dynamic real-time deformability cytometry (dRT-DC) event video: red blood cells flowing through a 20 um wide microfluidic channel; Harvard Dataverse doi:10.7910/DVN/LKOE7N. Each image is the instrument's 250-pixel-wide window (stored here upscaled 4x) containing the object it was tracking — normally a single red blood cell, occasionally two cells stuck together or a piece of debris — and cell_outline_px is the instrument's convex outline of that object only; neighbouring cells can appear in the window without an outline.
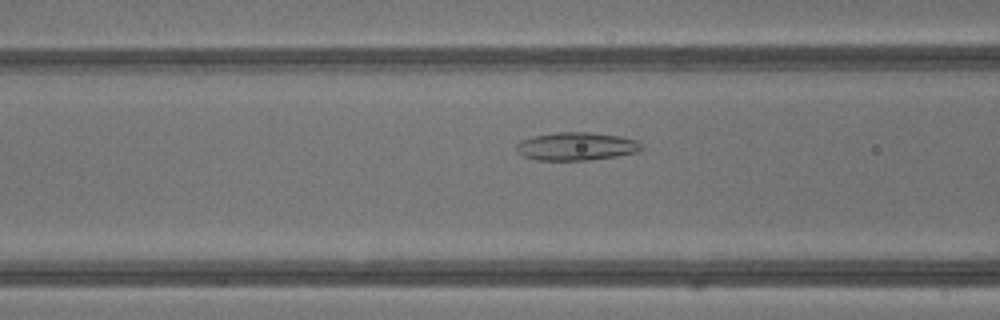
{"species": "common noctule bat (a hibernating species)", "species_latin": "Nyctalus noctula", "temperature_condition": "warm", "stored_images_in_passage": 42, "camera_frame_rate_fps": 3000, "um_per_image_px": 0.085, "animal": {"sex": "male", "body_mass_g": 13.3}, "frame": {"image": 1, "passage_image": 17, "time_ms": 5.333, "image_size_px": [1000, 320], "cell_outline_px": [[644, 148], [640, 152], [616, 156], [588, 160], [536, 160], [524, 156], [516, 152], [516, 144], [520, 140], [532, 136], [556, 132], [588, 132], [620, 136], [636, 140]], "centroid_in_image_um": [48.97, 12.44], "position_along_channel_um": 117.6, "area_um2": 20.63}}
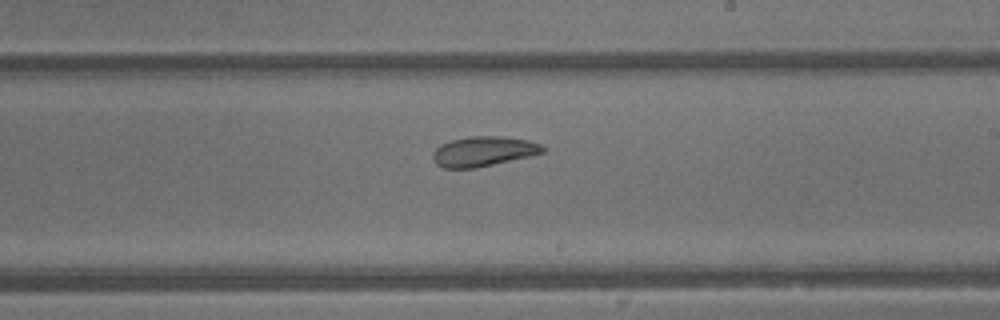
{"frame": {"image": 2, "passage_image": 25, "time_ms": 8.0, "image_size_px": [1000, 320], "cell_outline_px": [[544, 152], [528, 156], [476, 168], [444, 168], [436, 164], [432, 156], [432, 152], [440, 144], [452, 140], [468, 136], [500, 136], [528, 140], [540, 144], [544, 148]], "centroid_in_image_um": [41.04, 12.86], "position_along_channel_um": 248.0, "area_um2": 19.02}}
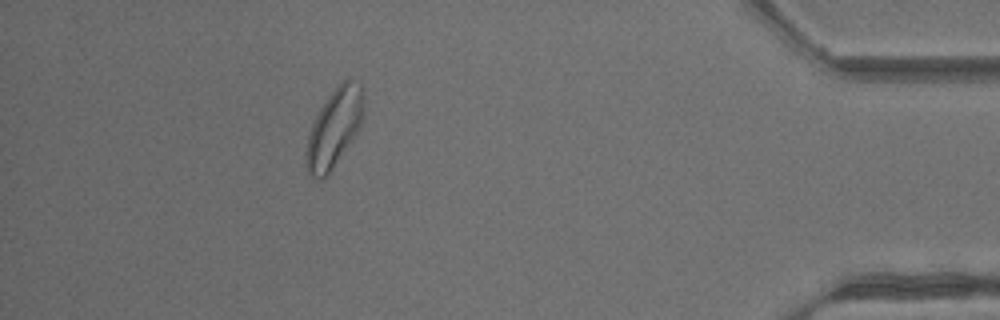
{"frame": {"image": 3, "passage_image": 38, "time_ms": 12.333, "image_size_px": [1000, 320], "cell_outline_px": [[364, 116], [360, 124], [328, 176], [324, 180], [316, 180], [308, 176], [304, 164], [304, 152], [308, 136], [312, 124], [320, 108], [336, 84], [348, 76], [360, 84], [364, 92]], "centroid_in_image_um": [28.37, 10.88], "position_along_channel_um": 406.8, "area_um2": 26.76}, "authors_computed_cell_mechanics": {"area_um2": 24.3916, "velocity_mm_per_s": 4.8957, "shape_relaxation_time_tau1_ms": null, "shape_relaxation_time_tau2_ms": 5.1661, "deformation_change_tau1": null, "deformation_change_tau2": 0.1374}}